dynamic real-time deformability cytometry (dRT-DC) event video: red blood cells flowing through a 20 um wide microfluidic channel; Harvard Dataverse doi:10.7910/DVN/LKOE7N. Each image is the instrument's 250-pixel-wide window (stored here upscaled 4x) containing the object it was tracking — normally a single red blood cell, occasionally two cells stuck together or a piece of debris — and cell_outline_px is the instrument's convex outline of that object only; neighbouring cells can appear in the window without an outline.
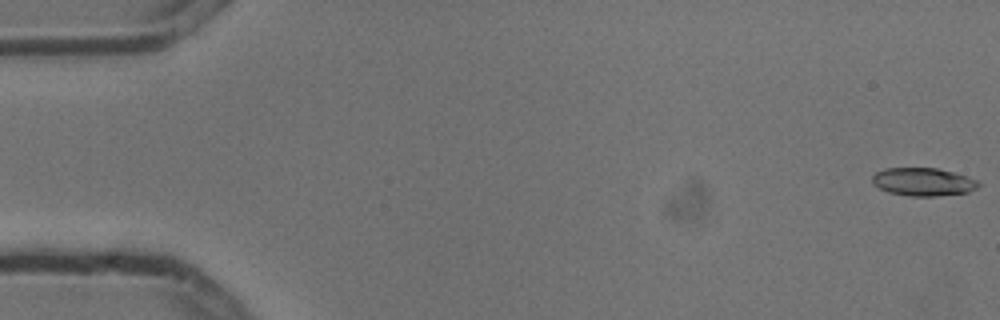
{"species": "common noctule bat (a hibernating species)", "species_latin": "Nyctalus noctula", "temperature_condition": "cold", "stored_images_in_passage": 15, "camera_frame_rate_fps": 3000, "um_per_image_px": 0.085, "animal": {"sex": "male", "body_mass_g": 13.3}, "frame": {"image": 1, "passage_image": 1, "time_ms": 0.0, "image_size_px": [1000, 320], "cell_outline_px": [[980, 184], [976, 188], [968, 192], [936, 196], [908, 196], [888, 192], [872, 184], [872, 176], [876, 172], [884, 168], [936, 168], [952, 172], [976, 180]], "centroid_in_image_um": [78.42, 15.46], "position_along_channel_um": 6.6, "area_um2": 17.22}}
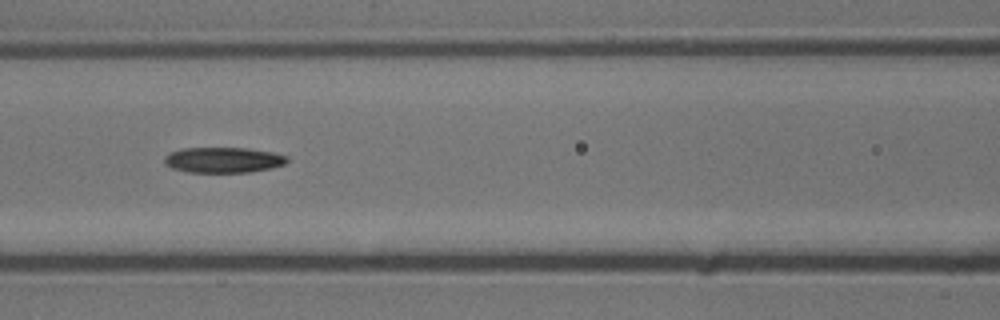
{"frame": {"image": 2, "passage_image": 7, "time_ms": 2.0, "image_size_px": [1000, 320], "cell_outline_px": [[288, 160], [284, 164], [272, 168], [248, 172], [188, 172], [172, 168], [164, 164], [164, 156], [168, 152], [180, 148], [248, 148], [272, 152], [288, 156]], "centroid_in_image_um": [18.94, 13.59], "position_along_channel_um": 147.7, "area_um2": 18.38}}
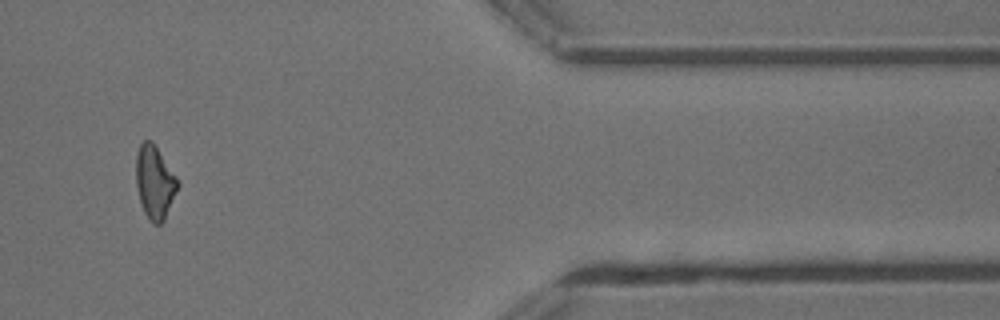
{"frame": {"image": 3, "passage_image": 13, "time_ms": 4.0, "image_size_px": [1000, 320], "cell_outline_px": [[180, 184], [164, 220], [160, 224], [152, 224], [148, 220], [144, 212], [140, 200], [136, 184], [136, 152], [140, 144], [144, 140], [152, 140], [176, 176]], "centroid_in_image_um": [13.14, 15.49], "position_along_channel_um": 398.3, "area_um2": 17.8}}